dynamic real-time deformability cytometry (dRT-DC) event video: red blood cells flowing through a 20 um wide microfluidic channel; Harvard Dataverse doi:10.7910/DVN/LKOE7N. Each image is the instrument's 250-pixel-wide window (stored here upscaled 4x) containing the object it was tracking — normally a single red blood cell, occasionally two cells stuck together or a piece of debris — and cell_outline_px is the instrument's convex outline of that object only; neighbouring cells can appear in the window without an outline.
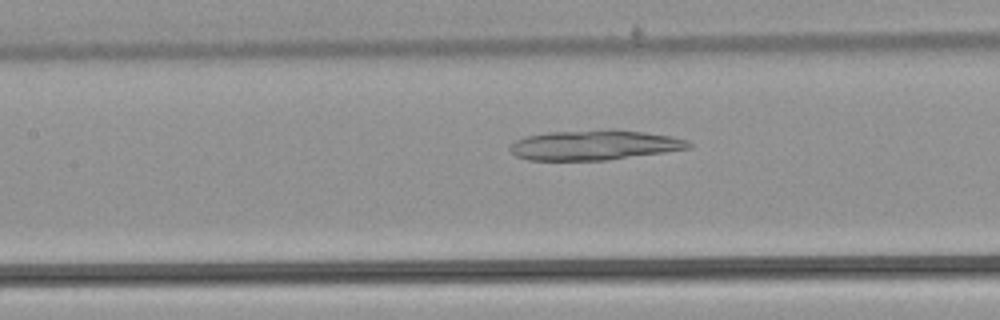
{"species": "common noctule bat (a hibernating species)", "species_latin": "Nyctalus noctula", "temperature_condition": "warm", "stored_images_in_passage": 14, "camera_frame_rate_fps": 3000, "um_per_image_px": 0.085, "animal": {"sex": "male", "body_mass_g": 21.5, "forearm_length_mm": 52.0}, "frame": {"image": 1, "passage_image": 12, "time_ms": 3.667, "image_size_px": [1000, 320], "cell_outline_px": [[692, 148], [664, 152], [604, 160], [528, 160], [516, 156], [508, 148], [516, 140], [524, 136], [548, 132], [644, 132], [672, 136], [688, 140], [692, 144]], "centroid_in_image_um": [50.5, 12.37], "position_along_channel_um": 156.9, "area_um2": 30.06}}